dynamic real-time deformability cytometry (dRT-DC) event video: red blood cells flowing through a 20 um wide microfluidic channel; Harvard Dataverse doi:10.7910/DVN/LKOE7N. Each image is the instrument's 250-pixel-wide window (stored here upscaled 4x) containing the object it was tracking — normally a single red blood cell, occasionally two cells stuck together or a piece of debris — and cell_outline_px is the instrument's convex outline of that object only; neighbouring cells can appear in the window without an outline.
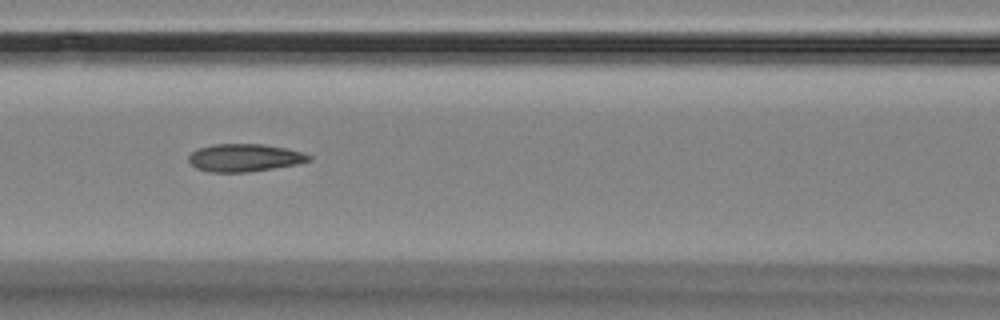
{"species": "Egyptian fruit bat (a non-hibernating species)", "species_latin": "Rousettus aegyptiacus", "temperature_condition": "room temperature", "stored_images_in_passage": 9, "camera_frame_rate_fps": 3000, "um_per_image_px": 0.085, "animal": {"sex": "female"}, "frame": {"image": 1, "passage_image": 7, "time_ms": 6.667, "image_size_px": [1000, 320], "cell_outline_px": [[312, 160], [296, 164], [272, 168], [244, 172], [212, 172], [196, 168], [188, 160], [188, 156], [196, 148], [212, 144], [264, 144], [288, 148], [312, 156]], "centroid_in_image_um": [20.76, 13.39], "position_along_channel_um": 145.8, "area_um2": 19.36}}
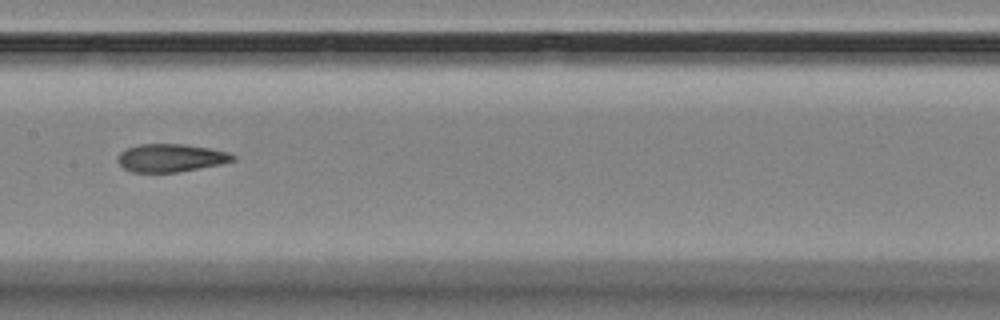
{"frame": {"image": 2, "passage_image": 8, "time_ms": 8.0, "image_size_px": [1000, 320], "cell_outline_px": [[236, 160], [220, 164], [176, 172], [132, 172], [124, 168], [116, 160], [120, 152], [128, 148], [140, 144], [184, 144], [208, 148], [228, 152], [236, 156]], "centroid_in_image_um": [14.51, 13.42], "position_along_channel_um": 192.9, "area_um2": 18.61}}
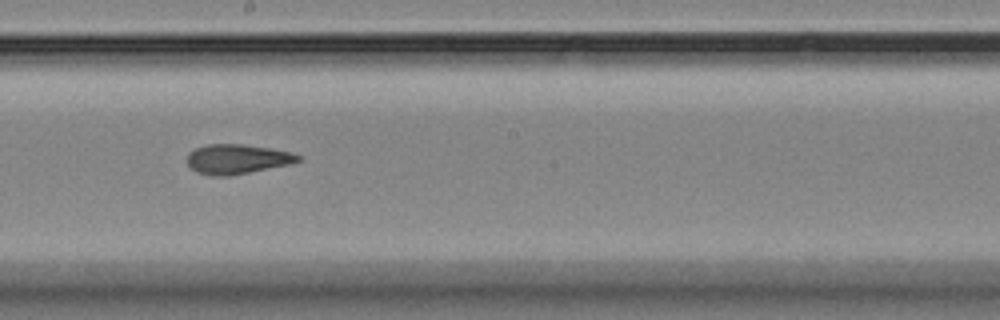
{"frame": {"image": 3, "passage_image": 9, "time_ms": 9.0, "image_size_px": [1000, 320], "cell_outline_px": [[304, 156], [300, 160], [288, 164], [228, 176], [212, 176], [196, 172], [188, 164], [188, 152], [196, 148], [208, 144], [244, 144], [292, 152]], "centroid_in_image_um": [20.15, 13.51], "position_along_channel_um": 228.0, "area_um2": 19.02}}